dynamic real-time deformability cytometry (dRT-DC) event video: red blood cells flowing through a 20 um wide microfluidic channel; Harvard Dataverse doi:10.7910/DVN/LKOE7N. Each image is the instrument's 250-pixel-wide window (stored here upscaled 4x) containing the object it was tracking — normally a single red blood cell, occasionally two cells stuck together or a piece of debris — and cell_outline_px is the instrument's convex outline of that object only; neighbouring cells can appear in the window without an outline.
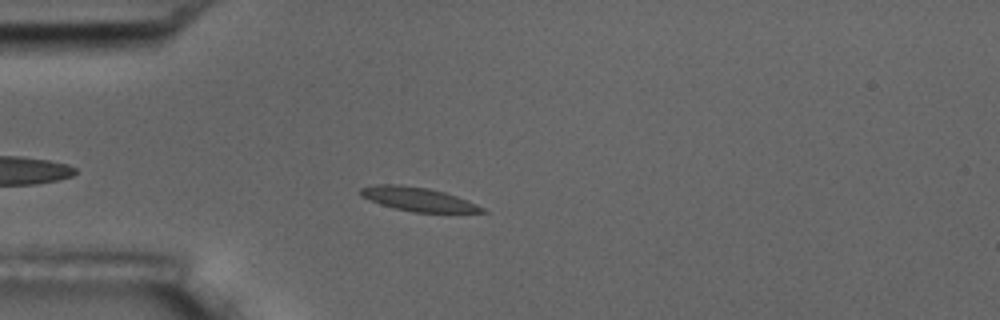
{"species": "common noctule bat (a hibernating species)", "species_latin": "Nyctalus noctula", "temperature_condition": "room temperature", "stored_images_in_passage": 13, "camera_frame_rate_fps": 3000, "um_per_image_px": 0.085, "animal": {"sex": "male", "body_mass_g": 17.5, "forearm_length_mm": 52.3}, "frame": {"image": 1, "passage_image": 1, "time_ms": 0.0, "image_size_px": [1000, 320], "cell_outline_px": [[488, 212], [412, 212], [380, 204], [360, 196], [360, 188], [376, 184], [400, 184], [428, 188], [444, 192], [456, 196], [476, 204], [484, 208]], "centroid_in_image_um": [35.5, 16.92], "position_along_channel_um": 49.5, "area_um2": 16.7}}
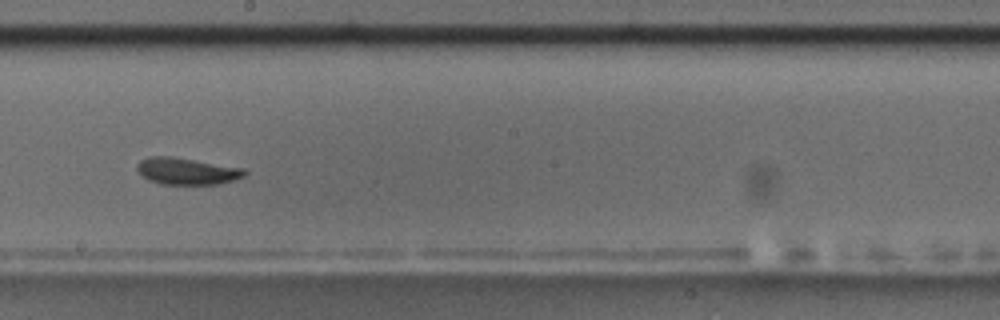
{"frame": {"image": 2, "passage_image": 6, "time_ms": 5.667, "image_size_px": [1000, 320], "cell_outline_px": [[248, 172], [244, 176], [220, 184], [160, 184], [148, 180], [136, 168], [136, 164], [140, 160], [148, 156], [172, 156], [244, 168]], "centroid_in_image_um": [15.87, 14.54], "position_along_channel_um": 232.3, "area_um2": 16.82}, "authors_computed_cell_mechanics": {"area_um2": 16.7042, "velocity_mm_per_s": 3.4755, "shape_relaxation_time_tau1_ms": 2.206, "shape_relaxation_time_tau2_ms": 1.2553, "deformation_change_tau1": 0.1201, "deformation_change_tau2": 0.0711}}